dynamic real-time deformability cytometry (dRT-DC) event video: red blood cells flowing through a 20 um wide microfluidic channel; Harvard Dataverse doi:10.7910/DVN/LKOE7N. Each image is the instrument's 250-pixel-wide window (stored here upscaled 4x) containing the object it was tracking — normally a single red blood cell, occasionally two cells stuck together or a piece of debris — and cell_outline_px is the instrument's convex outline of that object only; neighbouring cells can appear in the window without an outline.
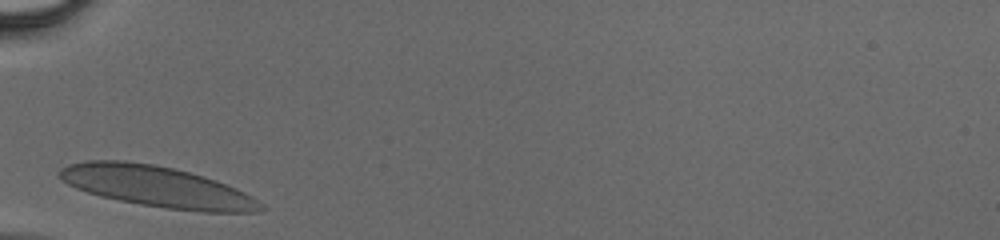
{"species": "human", "species_latin": "Homo sapiens", "temperature_condition": "cold", "stored_images_in_passage": 23, "camera_frame_rate_fps": 3000, "um_per_image_px": 0.085, "donor": {"sex": "male"}, "frame": {"image": 1, "passage_image": 1, "time_ms": 0.0, "image_size_px": [1000, 240], "cell_outline_px": [[264, 208], [252, 212], [204, 212], [168, 208], [140, 204], [100, 196], [76, 188], [60, 180], [56, 172], [60, 168], [68, 164], [88, 160], [124, 160], [152, 164], [172, 168], [204, 176], [216, 180], [236, 188], [252, 196]], "centroid_in_image_um": [13.27, 15.84], "position_along_channel_um": 71.7, "area_um2": 47.69}}
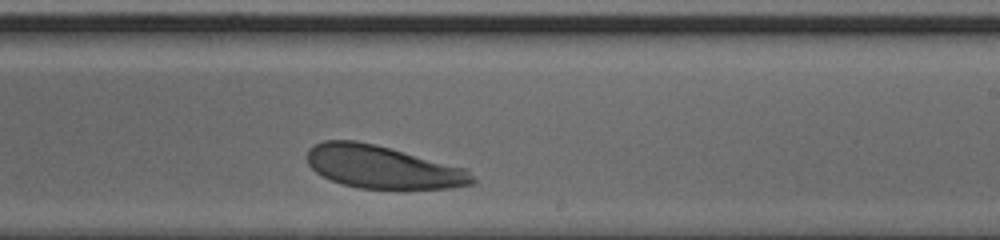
{"frame": {"image": 2, "passage_image": 14, "time_ms": 4.333, "image_size_px": [1000, 240], "cell_outline_px": [[476, 180], [472, 184], [452, 188], [360, 188], [340, 184], [316, 172], [308, 164], [308, 148], [312, 144], [324, 140], [356, 140], [388, 148], [464, 168]], "centroid_in_image_um": [32.46, 14.2], "position_along_channel_um": 256.5, "area_um2": 40.52}}
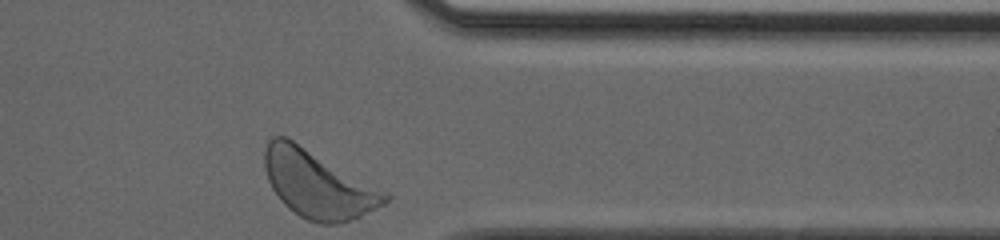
{"frame": {"image": 3, "passage_image": 23, "time_ms": 7.333, "image_size_px": [1000, 240], "cell_outline_px": [[392, 196], [384, 204], [360, 216], [336, 224], [320, 224], [308, 220], [300, 216], [288, 208], [280, 200], [272, 188], [268, 180], [264, 168], [264, 148], [268, 140], [272, 136], [284, 136], [292, 140], [388, 192]], "centroid_in_image_um": [27.0, 15.66], "position_along_channel_um": 384.4, "area_um2": 46.93}}